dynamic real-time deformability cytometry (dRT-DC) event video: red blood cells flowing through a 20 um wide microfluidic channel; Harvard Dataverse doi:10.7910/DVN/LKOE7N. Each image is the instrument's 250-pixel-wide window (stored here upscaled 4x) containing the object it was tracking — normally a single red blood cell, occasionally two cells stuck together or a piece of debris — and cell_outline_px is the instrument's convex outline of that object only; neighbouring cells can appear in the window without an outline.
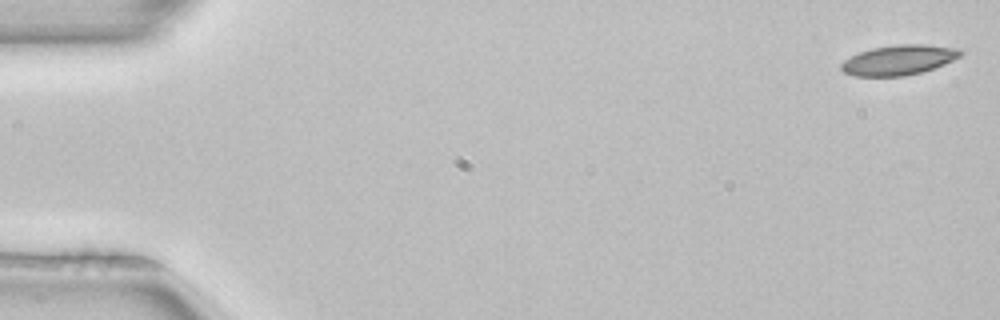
{"species": "common noctule bat (a hibernating species)", "species_latin": "Nyctalus noctula", "temperature_condition": "room temperature", "stored_images_in_passage": 5, "camera_frame_rate_fps": 3000, "um_per_image_px": 0.085, "animal": {"sex": "female", "body_mass_g": 22.7, "forearm_length_mm": 54.2}, "frame": {"image": 1, "passage_image": 1, "time_ms": 0.0, "image_size_px": [1000, 320], "cell_outline_px": [[964, 52], [960, 56], [944, 64], [920, 72], [904, 76], [856, 76], [844, 72], [840, 68], [840, 64], [844, 60], [860, 52], [872, 48], [896, 44], [924, 44], [960, 48]], "centroid_in_image_um": [76.4, 5.09], "position_along_channel_um": 8.6, "area_um2": 20.75}}
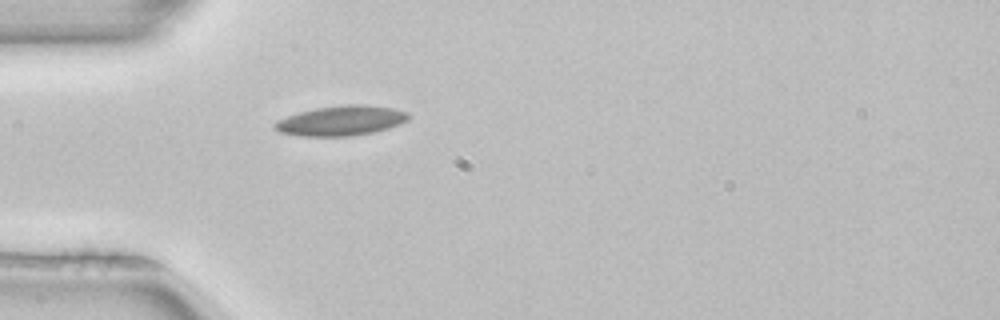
{"frame": {"image": 2, "passage_image": 5, "time_ms": 1.333, "image_size_px": [1000, 320], "cell_outline_px": [[412, 116], [408, 120], [400, 124], [388, 128], [372, 132], [352, 136], [300, 136], [280, 132], [276, 128], [276, 120], [300, 112], [316, 108], [348, 104], [364, 104], [392, 108], [408, 112]], "centroid_in_image_um": [29.05, 10.25], "position_along_channel_um": 55.9, "area_um2": 23.18}}